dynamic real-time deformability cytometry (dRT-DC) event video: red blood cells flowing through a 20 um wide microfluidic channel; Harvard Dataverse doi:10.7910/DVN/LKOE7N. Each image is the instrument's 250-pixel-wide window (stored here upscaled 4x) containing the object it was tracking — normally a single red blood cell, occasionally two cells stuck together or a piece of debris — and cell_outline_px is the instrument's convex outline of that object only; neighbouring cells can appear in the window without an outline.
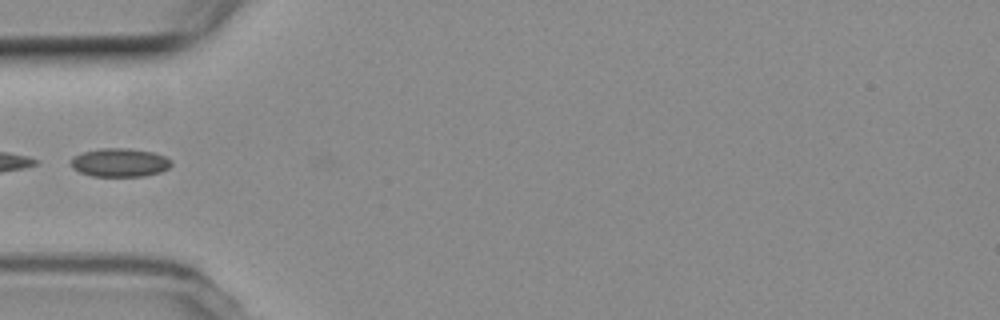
{"species": "common noctule bat (a hibernating species)", "species_latin": "Nyctalus noctula", "temperature_condition": "room temperature", "stored_images_in_passage": 4, "camera_frame_rate_fps": 3000, "um_per_image_px": 0.085, "animal": {"sex": "female", "body_mass_g": 19.3, "forearm_length_mm": 54.1}, "frame": {"image": 1, "passage_image": 3, "time_ms": 2.333, "image_size_px": [1000, 320], "cell_outline_px": [[172, 164], [168, 168], [160, 172], [144, 176], [92, 176], [80, 172], [72, 168], [72, 156], [84, 152], [100, 148], [128, 148], [152, 152], [164, 156], [172, 160]], "centroid_in_image_um": [10.19, 13.81], "position_along_channel_um": 74.8, "area_um2": 16.65}}
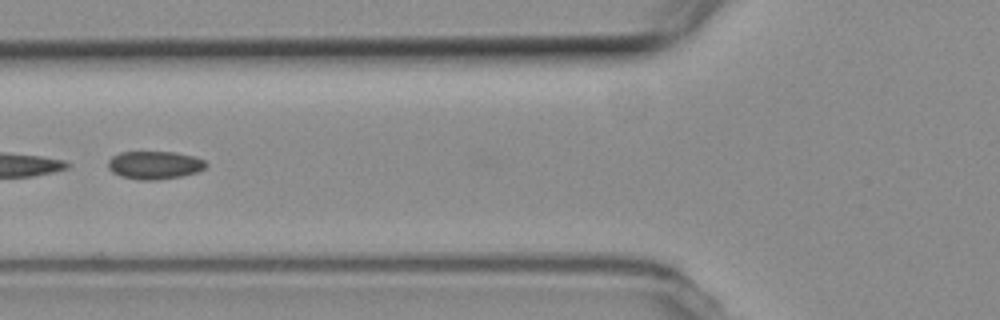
{"frame": {"image": 2, "passage_image": 4, "time_ms": 3.333, "image_size_px": [1000, 320], "cell_outline_px": [[208, 164], [204, 168], [196, 172], [180, 176], [156, 180], [136, 180], [120, 176], [112, 172], [108, 168], [108, 160], [112, 156], [120, 152], [176, 152], [196, 156], [204, 160]], "centroid_in_image_um": [13.12, 14.03], "position_along_channel_um": 112.7, "area_um2": 16.13}}